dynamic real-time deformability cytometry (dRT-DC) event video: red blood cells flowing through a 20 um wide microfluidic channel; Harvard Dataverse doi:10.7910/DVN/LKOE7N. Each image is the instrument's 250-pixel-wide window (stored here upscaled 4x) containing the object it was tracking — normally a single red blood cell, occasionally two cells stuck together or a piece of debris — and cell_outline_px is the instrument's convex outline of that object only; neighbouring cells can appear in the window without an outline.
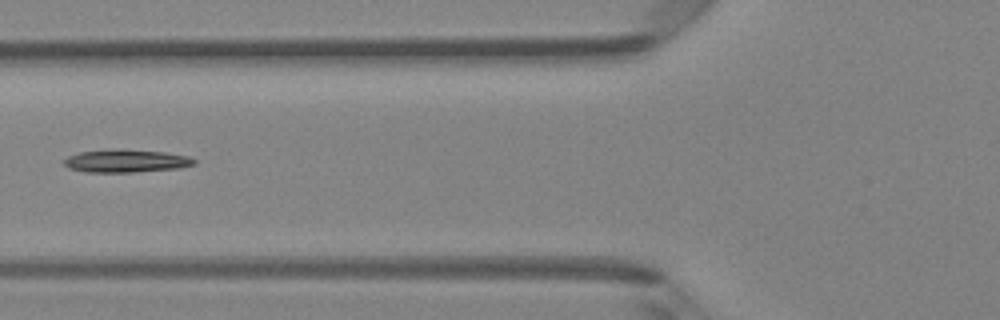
{"species": "Egyptian fruit bat (a non-hibernating species)", "species_latin": "Rousettus aegyptiacus", "temperature_condition": "room temperature", "stored_images_in_passage": 6, "camera_frame_rate_fps": 3000, "um_per_image_px": 0.085, "animal": {"sex": "female"}, "frame": {"image": 1, "passage_image": 5, "time_ms": 1.333, "image_size_px": [1000, 320], "cell_outline_px": [[196, 164], [180, 168], [136, 172], [84, 172], [68, 168], [64, 164], [64, 160], [68, 156], [80, 152], [164, 152], [188, 156], [196, 160]], "centroid_in_image_um": [10.75, 13.74], "position_along_channel_um": 115.0, "area_um2": 16.3}}
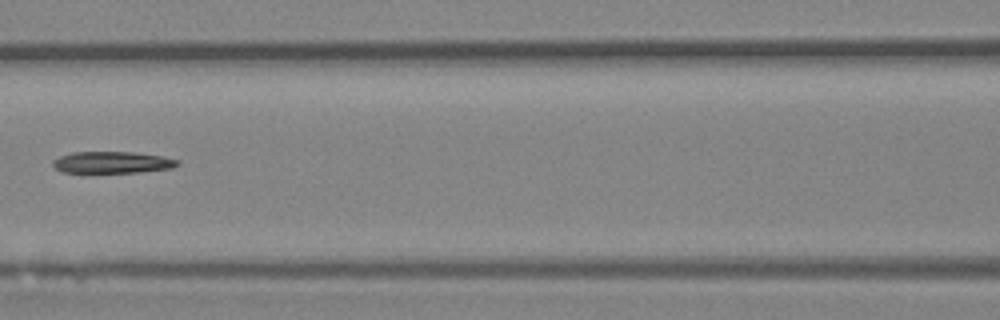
{"frame": {"image": 2, "passage_image": 6, "time_ms": 1.667, "image_size_px": [1000, 320], "cell_outline_px": [[180, 164], [172, 168], [140, 172], [60, 172], [52, 164], [52, 160], [60, 156], [72, 152], [132, 152], [164, 156], [180, 160]], "centroid_in_image_um": [9.57, 13.79], "position_along_channel_um": 157.0, "area_um2": 15.78}}